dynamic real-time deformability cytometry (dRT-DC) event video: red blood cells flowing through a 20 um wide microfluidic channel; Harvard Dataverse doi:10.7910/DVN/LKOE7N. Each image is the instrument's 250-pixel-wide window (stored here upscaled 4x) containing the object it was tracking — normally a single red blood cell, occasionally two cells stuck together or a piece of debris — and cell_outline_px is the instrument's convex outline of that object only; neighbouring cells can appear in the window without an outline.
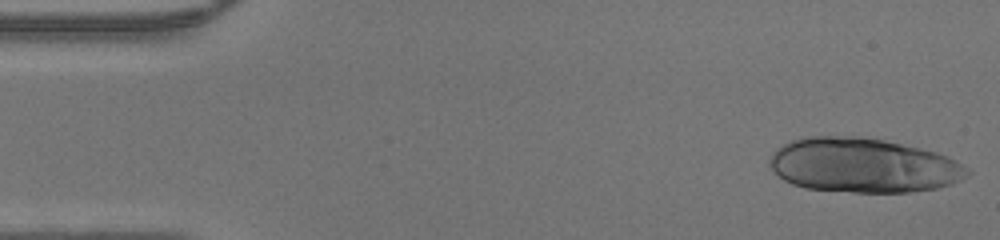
{"species": "human", "species_latin": "Homo sapiens", "temperature_condition": "warm", "stored_images_in_passage": 45, "camera_frame_rate_fps": 3000, "um_per_image_px": 0.085, "donor": {"sex": "male"}, "frame": {"image": 1, "passage_image": 1, "time_ms": 0.0, "image_size_px": [1000, 240], "cell_outline_px": [[972, 172], [968, 176], [952, 184], [936, 188], [908, 192], [852, 192], [804, 188], [792, 184], [784, 180], [768, 164], [768, 160], [772, 152], [776, 148], [792, 140], [812, 136], [860, 136], [884, 140], [920, 148], [936, 152], [948, 156], [968, 168]], "centroid_in_image_um": [73.37, 14.05], "position_along_channel_um": 11.6, "area_um2": 62.89}}
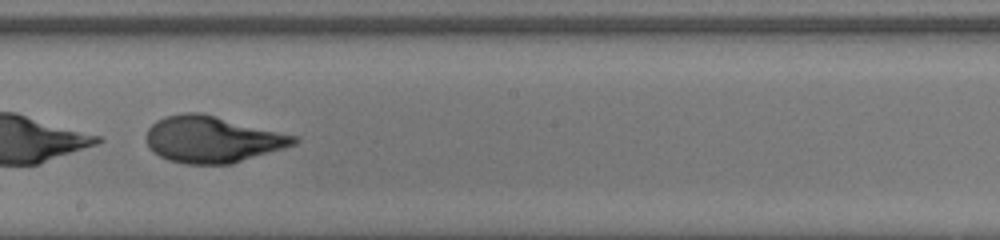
{"frame": {"image": 2, "passage_image": 25, "time_ms": 8.0, "image_size_px": [1000, 240], "cell_outline_px": [[300, 140], [296, 144], [284, 148], [232, 164], [184, 164], [168, 160], [152, 152], [148, 144], [148, 128], [156, 120], [164, 116], [184, 112], [200, 112], [300, 136]], "centroid_in_image_um": [18.08, 11.84], "position_along_channel_um": 230.1, "area_um2": 40.29}}
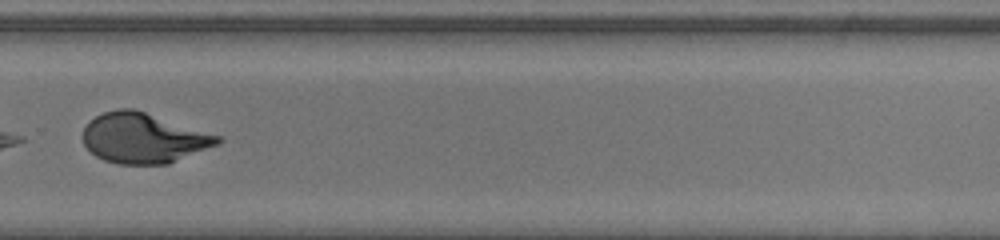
{"frame": {"image": 3, "passage_image": 31, "time_ms": 10.0, "image_size_px": [1000, 240], "cell_outline_px": [[224, 140], [220, 144], [168, 164], [120, 164], [104, 160], [96, 156], [84, 144], [84, 128], [88, 120], [104, 112], [120, 108], [132, 108], [220, 136]], "centroid_in_image_um": [12.2, 11.74], "position_along_channel_um": 317.6, "area_um2": 39.07}}